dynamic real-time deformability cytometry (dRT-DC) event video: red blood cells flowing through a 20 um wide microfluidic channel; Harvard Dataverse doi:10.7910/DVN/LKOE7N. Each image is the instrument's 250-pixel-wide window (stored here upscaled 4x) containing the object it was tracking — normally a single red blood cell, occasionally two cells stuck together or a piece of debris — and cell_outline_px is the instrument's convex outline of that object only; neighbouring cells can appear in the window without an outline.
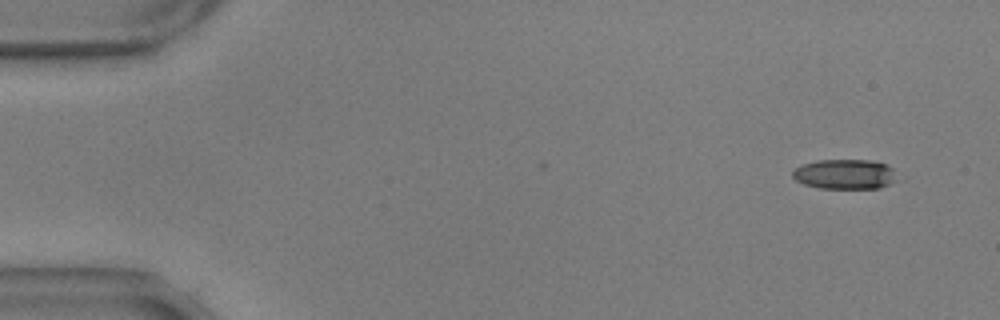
{"species": "common noctule bat (a hibernating species)", "species_latin": "Nyctalus noctula", "temperature_condition": "warm", "stored_images_in_passage": 54, "camera_frame_rate_fps": 3000, "um_per_image_px": 0.085, "animal": {"sex": "male", "body_mass_g": 17.9, "forearm_length_mm": 54.2}, "frame": {"image": 1, "passage_image": 1, "time_ms": 0.0, "image_size_px": [1000, 320], "cell_outline_px": [[900, 180], [880, 188], [820, 188], [804, 184], [796, 180], [792, 176], [792, 172], [800, 164], [816, 160], [872, 160], [888, 164], [892, 168]], "centroid_in_image_um": [71.86, 14.8], "position_along_channel_um": 13.1, "area_um2": 18.5}}
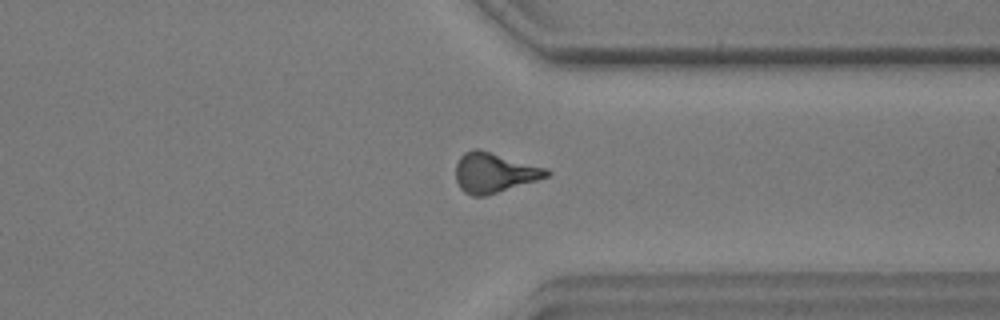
{"frame": {"image": 2, "passage_image": 41, "time_ms": 13.333, "image_size_px": [1000, 320], "cell_outline_px": [[552, 172], [548, 176], [536, 180], [484, 196], [472, 196], [464, 192], [460, 188], [456, 180], [456, 164], [460, 156], [464, 152], [472, 148], [476, 148], [548, 168]], "centroid_in_image_um": [41.99, 14.66], "position_along_channel_um": 369.4, "area_um2": 20.98}}
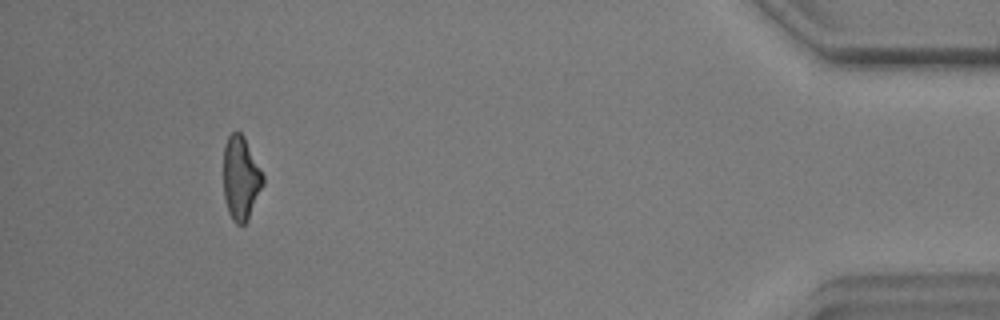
{"frame": {"image": 3, "passage_image": 50, "time_ms": 16.333, "image_size_px": [1000, 320], "cell_outline_px": [[264, 184], [248, 220], [244, 224], [236, 224], [232, 220], [228, 212], [224, 200], [224, 144], [228, 136], [232, 132], [240, 132], [244, 136], [264, 176]], "centroid_in_image_um": [20.47, 15.16], "position_along_channel_um": 414.7, "area_um2": 19.36}, "authors_computed_cell_mechanics": {"area_um2": 20.3745, "velocity_mm_per_s": 3.5695, "shape_relaxation_time_tau1_ms": 6.772, "shape_relaxation_time_tau2_ms": 3.279, "deformation_change_tau1": 0.2086, "deformation_change_tau2": 0.1266}}